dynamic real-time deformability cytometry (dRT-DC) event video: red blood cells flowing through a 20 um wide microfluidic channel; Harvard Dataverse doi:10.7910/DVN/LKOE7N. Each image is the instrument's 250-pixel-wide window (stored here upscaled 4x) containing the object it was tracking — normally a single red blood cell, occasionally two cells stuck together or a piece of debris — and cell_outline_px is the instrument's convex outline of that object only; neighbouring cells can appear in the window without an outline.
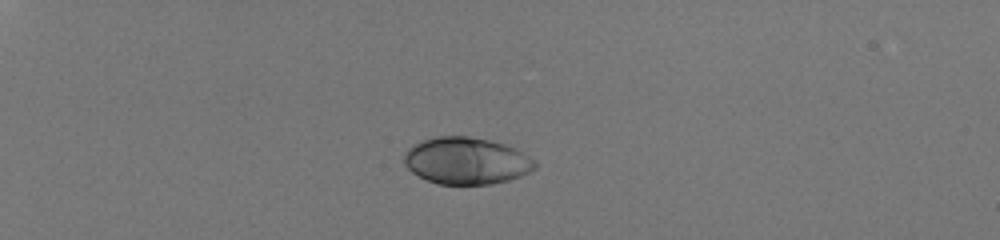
{"species": "human", "species_latin": "Homo sapiens", "temperature_condition": "room temperature", "stored_images_in_passage": 39, "camera_frame_rate_fps": 3000, "um_per_image_px": 0.085, "donor": {"sex": "male"}, "frame": {"image": 1, "passage_image": 1, "time_ms": 0.0, "image_size_px": [1000, 240], "cell_outline_px": [[536, 168], [520, 176], [508, 180], [492, 184], [440, 184], [428, 180], [412, 172], [404, 164], [404, 152], [408, 148], [424, 140], [436, 136], [468, 136], [488, 140], [504, 144], [516, 148], [536, 160]], "centroid_in_image_um": [39.66, 13.66], "position_along_channel_um": 45.3, "area_um2": 35.66}}
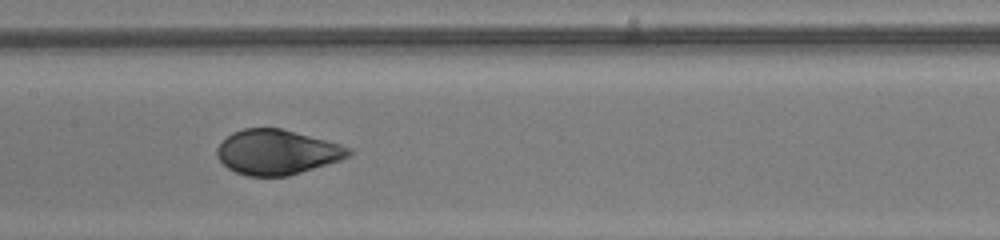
{"frame": {"image": 2, "passage_image": 17, "time_ms": 5.333, "image_size_px": [1000, 240], "cell_outline_px": [[356, 152], [340, 160], [288, 176], [248, 176], [236, 172], [228, 168], [216, 156], [216, 148], [232, 132], [244, 128], [280, 128], [340, 144], [352, 148]], "centroid_in_image_um": [23.55, 12.93], "position_along_channel_um": 183.9, "area_um2": 34.28}}
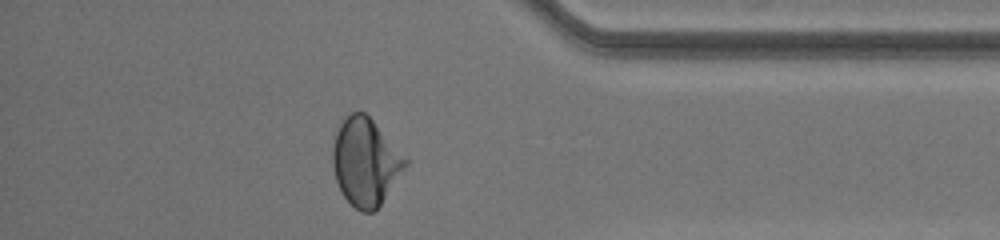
{"frame": {"image": 3, "passage_image": 34, "time_ms": 11.0, "image_size_px": [1000, 240], "cell_outline_px": [[408, 164], [380, 204], [372, 212], [360, 212], [344, 196], [336, 180], [332, 164], [332, 148], [336, 128], [340, 120], [348, 112], [364, 112], [408, 156]], "centroid_in_image_um": [31.06, 13.7], "position_along_channel_um": 404.1, "area_um2": 37.22}, "authors_computed_cell_mechanics": {"area_um2": 35.7782, "velocity_mm_per_s": 4.0672, "shape_relaxation_time_tau1_ms": 3.3815, "shape_relaxation_time_tau2_ms": null, "deformation_change_tau1": 0.1557, "deformation_change_tau2": null}}